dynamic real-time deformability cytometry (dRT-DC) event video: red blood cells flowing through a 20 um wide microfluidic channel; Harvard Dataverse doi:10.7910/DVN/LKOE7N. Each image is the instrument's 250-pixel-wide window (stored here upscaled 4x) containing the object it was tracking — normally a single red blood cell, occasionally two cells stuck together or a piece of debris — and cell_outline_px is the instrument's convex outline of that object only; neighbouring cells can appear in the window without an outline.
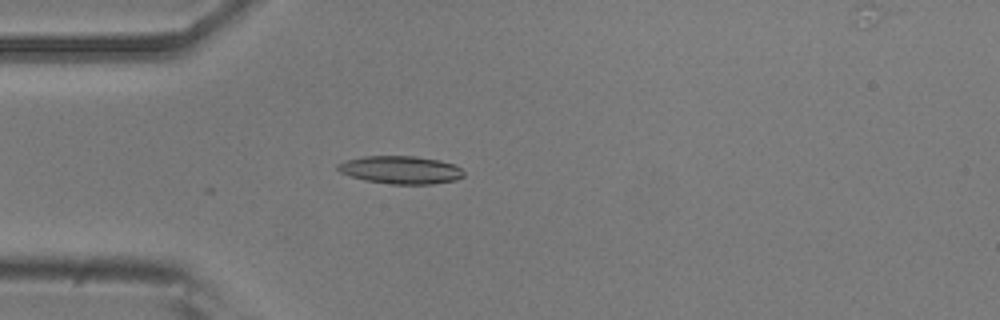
{"species": "common noctule bat (a hibernating species)", "species_latin": "Nyctalus noctula", "temperature_condition": "room temperature", "stored_images_in_passage": 41, "camera_frame_rate_fps": 3000, "um_per_image_px": 0.085, "animal": {"sex": "male", "body_mass_g": 20.5, "forearm_length_mm": 52.5}, "frame": {"image": 1, "passage_image": 15, "time_ms": 4.667, "image_size_px": [1000, 320], "cell_outline_px": [[464, 176], [456, 180], [432, 184], [392, 184], [364, 180], [340, 172], [336, 168], [336, 164], [344, 160], [364, 156], [416, 156], [440, 160], [456, 164], [464, 172]], "centroid_in_image_um": [34.07, 14.43], "position_along_channel_um": 50.9, "area_um2": 20.63}}
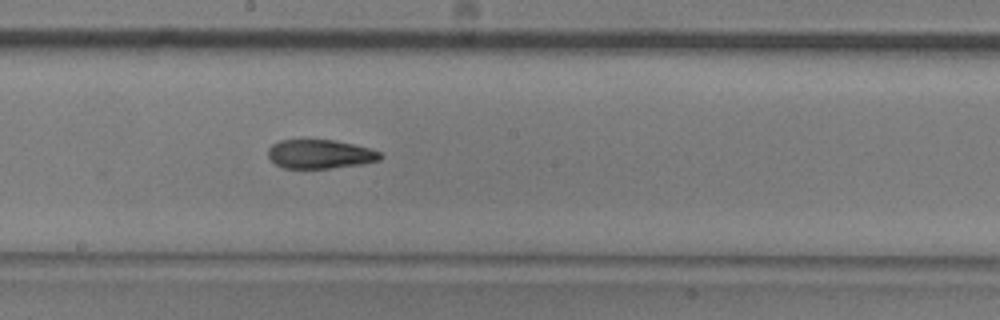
{"frame": {"image": 2, "passage_image": 29, "time_ms": 9.333, "image_size_px": [1000, 320], "cell_outline_px": [[384, 156], [380, 160], [364, 164], [328, 168], [284, 168], [276, 164], [268, 156], [268, 148], [272, 144], [280, 140], [300, 136], [336, 140], [368, 148], [380, 152]], "centroid_in_image_um": [27.17, 13.04], "position_along_channel_um": 221.0, "area_um2": 19.71}}
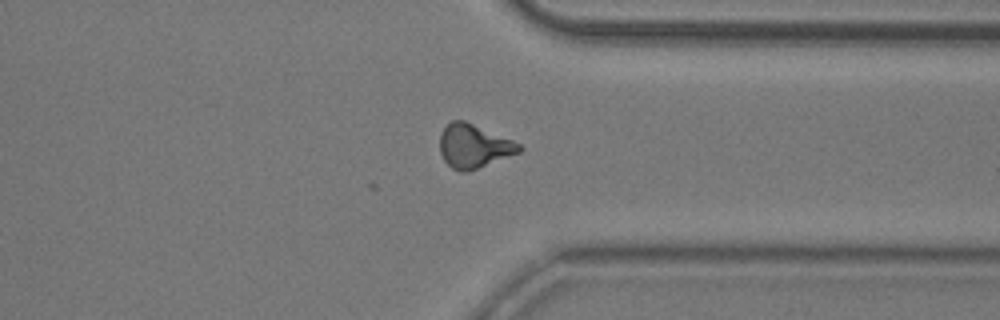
{"frame": {"image": 3, "passage_image": 41, "time_ms": 13.333, "image_size_px": [1000, 320], "cell_outline_px": [[524, 148], [520, 152], [476, 168], [464, 172], [460, 172], [452, 168], [444, 160], [440, 152], [440, 132], [452, 120], [464, 120], [512, 140], [520, 144]], "centroid_in_image_um": [40.25, 12.41], "position_along_channel_um": 371.1, "area_um2": 19.88}, "authors_computed_cell_mechanics": {"area_um2": 19.8832, "velocity_mm_per_s": 3.8007, "shape_relaxation_time_tau1_ms": 8.5367, "shape_relaxation_time_tau2_ms": 1.939, "deformation_change_tau1": 0.204, "deformation_change_tau2": 0.091}}